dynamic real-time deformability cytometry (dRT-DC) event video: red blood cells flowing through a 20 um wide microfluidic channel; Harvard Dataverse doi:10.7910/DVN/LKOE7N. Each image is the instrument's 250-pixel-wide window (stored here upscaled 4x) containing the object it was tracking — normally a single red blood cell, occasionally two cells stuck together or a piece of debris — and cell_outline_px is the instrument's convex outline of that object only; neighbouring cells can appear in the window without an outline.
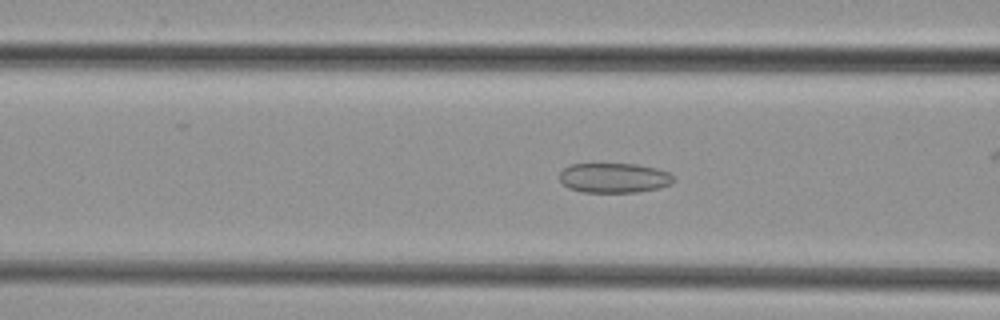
{"species": "common noctule bat (a hibernating species)", "species_latin": "Nyctalus noctula", "temperature_condition": "cold", "stored_images_in_passage": 40, "camera_frame_rate_fps": 3000, "um_per_image_px": 0.085, "animal": {"sex": "female", "body_mass_g": 29.2, "forearm_length_mm": 56.3}, "frame": {"image": 1, "passage_image": 20, "time_ms": 6.333, "image_size_px": [1000, 320], "cell_outline_px": [[676, 180], [672, 184], [660, 188], [636, 192], [584, 192], [568, 188], [560, 180], [560, 172], [564, 168], [572, 164], [636, 164], [656, 168], [668, 172]], "centroid_in_image_um": [52.22, 15.12], "position_along_channel_um": 114.4, "area_um2": 19.83}}
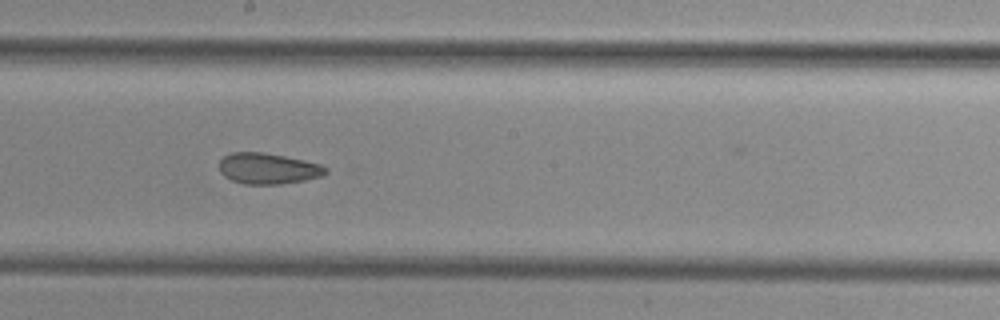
{"frame": {"image": 2, "passage_image": 28, "time_ms": 9.0, "image_size_px": [1000, 320], "cell_outline_px": [[328, 172], [320, 176], [304, 180], [280, 184], [244, 184], [232, 180], [224, 176], [220, 172], [220, 160], [224, 156], [232, 152], [264, 152], [304, 160], [320, 164], [328, 168]], "centroid_in_image_um": [22.78, 14.32], "position_along_channel_um": 225.4, "area_um2": 19.13}}
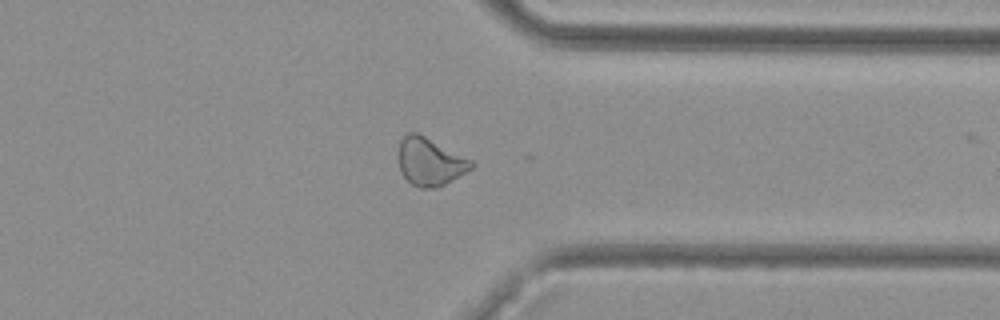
{"frame": {"image": 3, "passage_image": 39, "time_ms": 12.667, "image_size_px": [1000, 320], "cell_outline_px": [[476, 164], [472, 168], [452, 180], [436, 188], [420, 188], [412, 184], [400, 172], [396, 156], [400, 140], [408, 132], [416, 132], [472, 160]], "centroid_in_image_um": [36.5, 13.74], "position_along_channel_um": 374.9, "area_um2": 20.35}}